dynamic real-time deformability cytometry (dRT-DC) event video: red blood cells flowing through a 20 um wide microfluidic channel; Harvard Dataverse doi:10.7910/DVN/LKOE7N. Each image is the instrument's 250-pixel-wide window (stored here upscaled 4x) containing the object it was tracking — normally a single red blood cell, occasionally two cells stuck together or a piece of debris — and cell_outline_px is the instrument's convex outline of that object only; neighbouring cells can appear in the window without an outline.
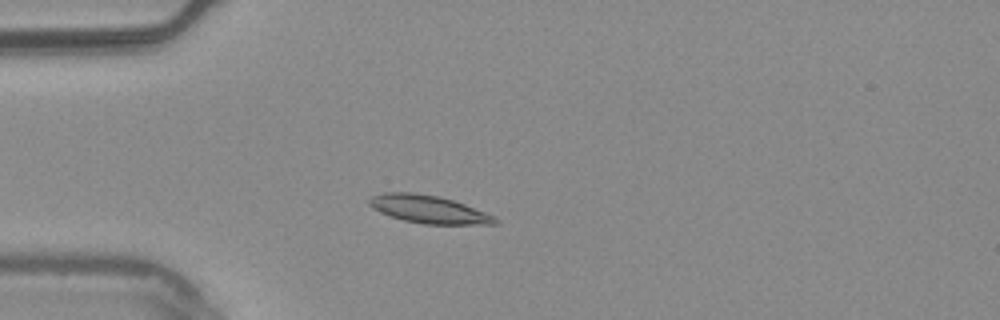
{"species": "common noctule bat (a hibernating species)", "species_latin": "Nyctalus noctula", "temperature_condition": "warm", "stored_images_in_passage": 41, "camera_frame_rate_fps": 3000, "um_per_image_px": 0.085, "animal": {"sex": "male", "body_mass_g": 20.4}, "frame": {"image": 1, "passage_image": 1, "time_ms": 0.0, "image_size_px": [1000, 320], "cell_outline_px": [[500, 220], [496, 224], [424, 224], [404, 220], [380, 212], [372, 208], [368, 204], [368, 200], [372, 196], [384, 192], [416, 192], [436, 196], [452, 200], [464, 204], [496, 216]], "centroid_in_image_um": [36.44, 17.79], "position_along_channel_um": 48.6, "area_um2": 20.35}}
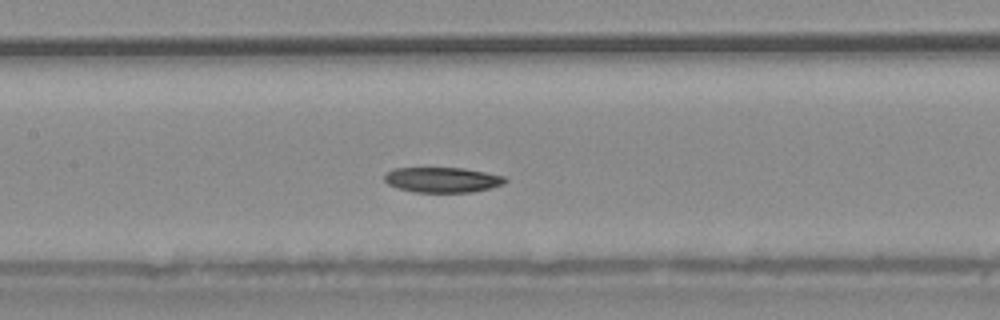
{"frame": {"image": 2, "passage_image": 12, "time_ms": 3.667, "image_size_px": [1000, 320], "cell_outline_px": [[508, 180], [504, 184], [492, 188], [472, 192], [416, 192], [396, 188], [388, 184], [384, 180], [384, 176], [392, 168], [464, 168], [504, 176]], "centroid_in_image_um": [37.61, 15.29], "position_along_channel_um": 169.8, "area_um2": 17.8}}
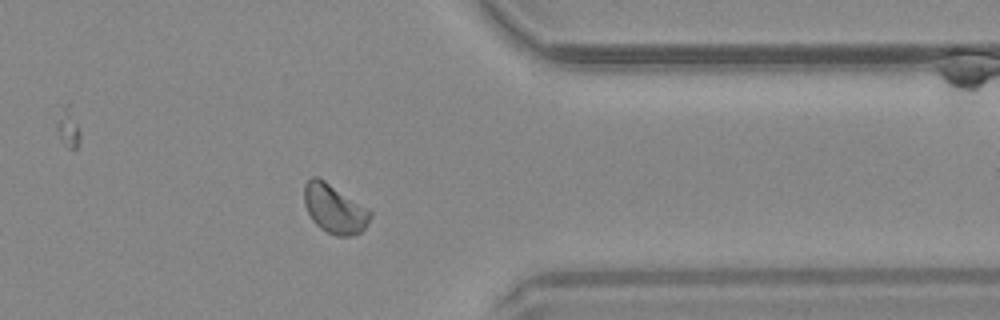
{"frame": {"image": 3, "passage_image": 30, "time_ms": 9.667, "image_size_px": [1000, 320], "cell_outline_px": [[372, 216], [368, 224], [360, 232], [348, 236], [336, 236], [320, 228], [312, 220], [304, 204], [304, 184], [312, 176], [316, 176], [324, 180], [368, 208], [372, 212]], "centroid_in_image_um": [28.43, 17.74], "position_along_channel_um": 383.0, "area_um2": 18.79}, "authors_computed_cell_mechanics": {"area_um2": 18.6694, "velocity_mm_per_s": 3.704, "shape_relaxation_time_tau1_ms": 3.1451, "shape_relaxation_time_tau2_ms": null, "deformation_change_tau1": 0.0803, "deformation_change_tau2": null}}